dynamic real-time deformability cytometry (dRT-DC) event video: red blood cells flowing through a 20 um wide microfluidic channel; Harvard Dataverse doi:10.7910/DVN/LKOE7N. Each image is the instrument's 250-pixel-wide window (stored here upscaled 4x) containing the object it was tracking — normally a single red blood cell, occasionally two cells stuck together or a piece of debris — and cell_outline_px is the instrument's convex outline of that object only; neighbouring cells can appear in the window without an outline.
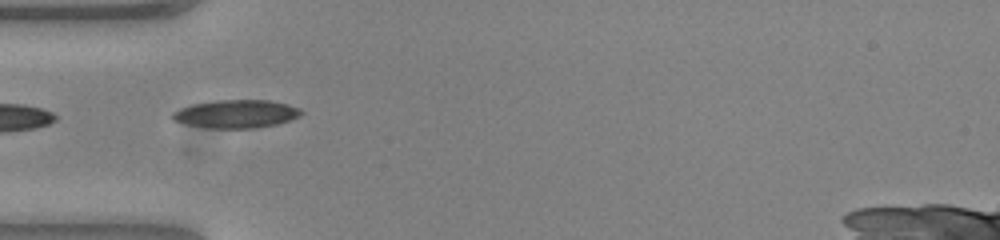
{"species": "common noctule bat (a hibernating species)", "species_latin": "Nyctalus noctula", "temperature_condition": "warm", "stored_images_in_passage": 16, "camera_frame_rate_fps": 3000, "um_per_image_px": 0.085, "animal": {"sex": "female", "body_mass_g": 23.0, "forearm_length_mm": 53.4}, "frame": {"image": 1, "passage_image": 1, "time_ms": 0.0, "image_size_px": [1000, 240], "cell_outline_px": [[304, 112], [300, 116], [292, 120], [276, 124], [256, 128], [204, 128], [184, 124], [172, 120], [172, 112], [180, 108], [192, 104], [216, 100], [268, 100], [288, 104], [300, 108]], "centroid_in_image_um": [20.07, 9.68], "position_along_channel_um": 64.9, "area_um2": 21.39}}